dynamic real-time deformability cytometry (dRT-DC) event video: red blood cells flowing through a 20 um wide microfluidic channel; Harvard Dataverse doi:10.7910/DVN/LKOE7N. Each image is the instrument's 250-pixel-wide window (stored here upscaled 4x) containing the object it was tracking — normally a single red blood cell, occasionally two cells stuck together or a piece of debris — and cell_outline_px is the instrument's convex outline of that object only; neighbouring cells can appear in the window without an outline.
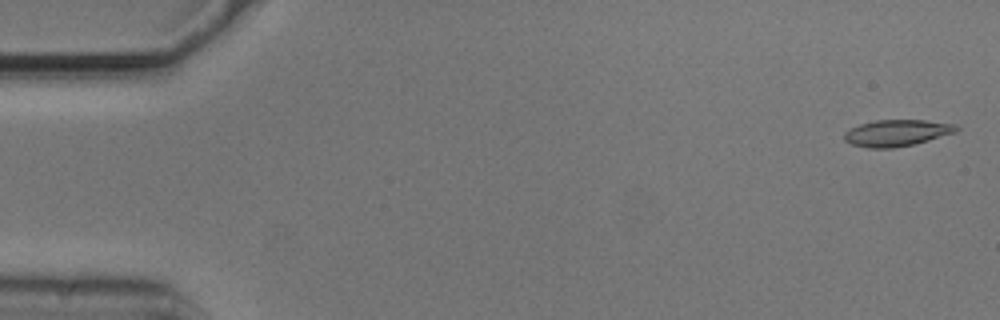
{"species": "common noctule bat (a hibernating species)", "species_latin": "Nyctalus noctula", "temperature_condition": "cold", "stored_images_in_passage": 54, "camera_frame_rate_fps": 3000, "um_per_image_px": 0.085, "animal": {"sex": "male", "body_mass_g": 20.5, "forearm_length_mm": 52.5}, "frame": {"image": 1, "passage_image": 2, "time_ms": 0.333, "image_size_px": [1000, 320], "cell_outline_px": [[960, 128], [956, 132], [928, 140], [912, 144], [892, 148], [868, 148], [852, 144], [844, 140], [844, 132], [860, 124], [876, 120], [924, 120], [956, 124]], "centroid_in_image_um": [76.23, 11.29], "position_along_channel_um": 8.8, "area_um2": 17.17}}
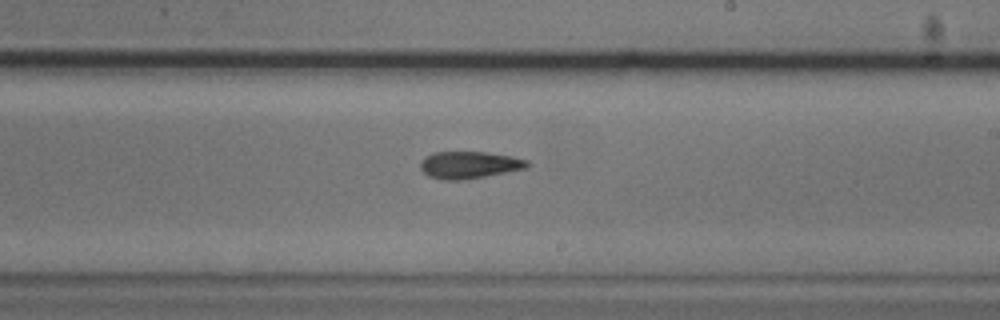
{"frame": {"image": 2, "passage_image": 32, "time_ms": 10.333, "image_size_px": [1000, 320], "cell_outline_px": [[532, 164], [528, 168], [464, 180], [440, 180], [428, 176], [420, 168], [420, 160], [424, 156], [436, 152], [488, 152], [512, 156], [528, 160]], "centroid_in_image_um": [39.9, 14.02], "position_along_channel_um": 249.1, "area_um2": 17.17}}
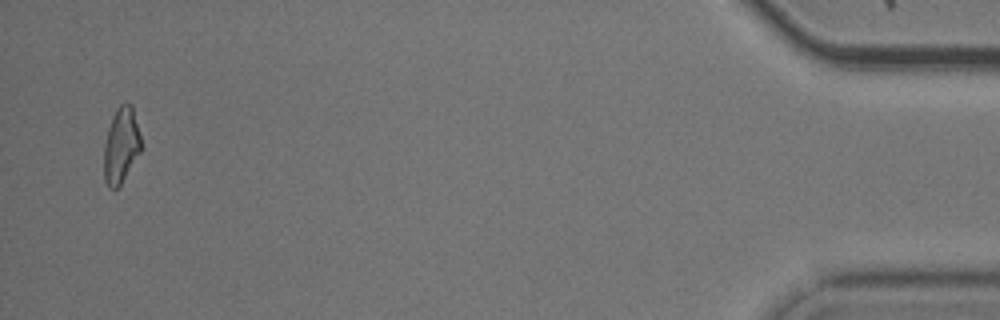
{"frame": {"image": 3, "passage_image": 53, "time_ms": 17.333, "image_size_px": [1000, 320], "cell_outline_px": [[140, 152], [120, 184], [116, 188], [108, 188], [104, 180], [104, 140], [112, 116], [116, 108], [120, 104], [132, 104], [140, 136]], "centroid_in_image_um": [10.26, 12.34], "position_along_channel_um": 424.9, "area_um2": 16.18}, "authors_computed_cell_mechanics": {"area_um2": 16.9065, "velocity_mm_per_s": 3.7351, "shape_relaxation_time_tau1_ms": 5.294, "shape_relaxation_time_tau2_ms": 6.518, "deformation_change_tau1": 0.1334, "deformation_change_tau2": 0.1719}}